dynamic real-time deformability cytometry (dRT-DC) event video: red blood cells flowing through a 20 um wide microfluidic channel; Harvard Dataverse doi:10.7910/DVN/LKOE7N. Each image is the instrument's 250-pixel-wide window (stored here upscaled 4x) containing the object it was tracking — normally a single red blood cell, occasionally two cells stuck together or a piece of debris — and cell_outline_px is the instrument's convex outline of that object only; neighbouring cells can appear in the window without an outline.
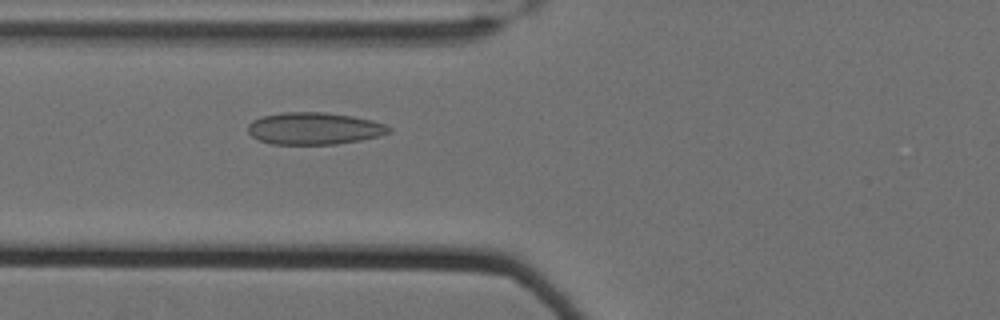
{"species": "Egyptian fruit bat (a non-hibernating species)", "species_latin": "Rousettus aegyptiacus", "temperature_condition": "cold", "stored_images_in_passage": 50, "camera_frame_rate_fps": 3000, "um_per_image_px": 0.085, "animal": {"sex": "female"}, "frame": {"image": 1, "passage_image": 15, "time_ms": 4.667, "image_size_px": [1000, 320], "cell_outline_px": [[392, 132], [380, 136], [360, 140], [336, 144], [272, 144], [260, 140], [252, 136], [248, 132], [248, 124], [252, 120], [264, 116], [284, 112], [324, 112], [352, 116], [372, 120], [384, 124], [392, 128]], "centroid_in_image_um": [26.73, 10.92], "position_along_channel_um": 99.1, "area_um2": 26.36}}
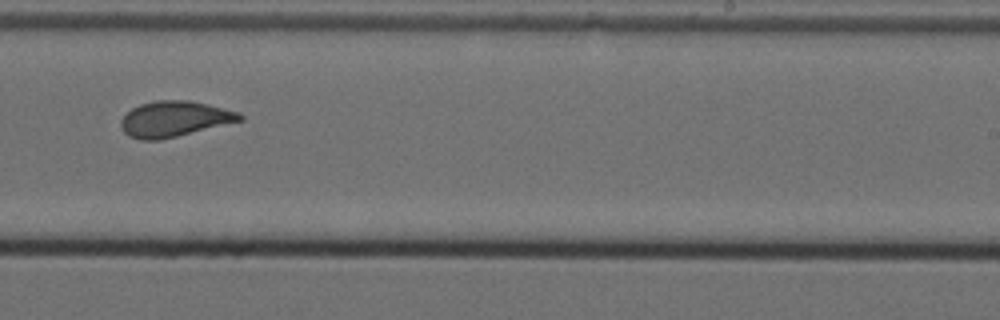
{"frame": {"image": 2, "passage_image": 30, "time_ms": 9.667, "image_size_px": [1000, 320], "cell_outline_px": [[244, 120], [160, 140], [140, 140], [128, 136], [124, 132], [120, 124], [120, 120], [132, 108], [140, 104], [156, 100], [188, 100], [208, 104], [240, 112], [244, 116]], "centroid_in_image_um": [14.83, 10.11], "position_along_channel_um": 274.2, "area_um2": 24.74}}
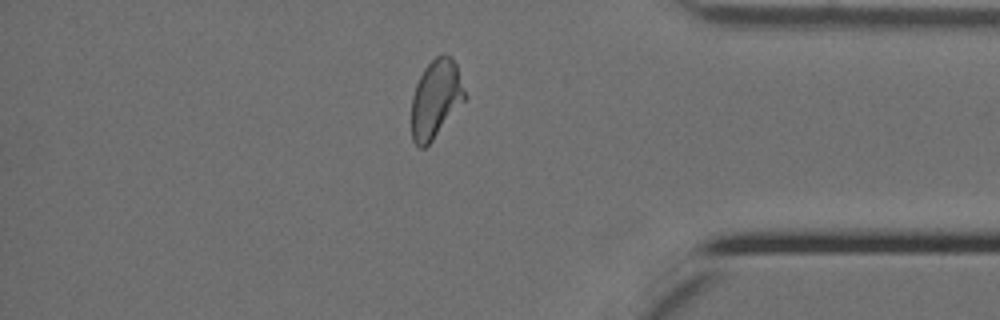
{"frame": {"image": 3, "passage_image": 42, "time_ms": 13.667, "image_size_px": [1000, 320], "cell_outline_px": [[464, 100], [432, 140], [424, 148], [420, 148], [412, 140], [412, 96], [416, 84], [424, 68], [436, 56], [452, 56], [456, 64], [464, 92]], "centroid_in_image_um": [37.0, 8.41], "position_along_channel_um": 398.2, "area_um2": 23.58}, "authors_computed_cell_mechanics": {"area_um2": 24.5939, "velocity_mm_per_s": 3.4928, "shape_relaxation_time_tau1_ms": null, "shape_relaxation_time_tau2_ms": 1.3704, "deformation_change_tau1": null, "deformation_change_tau2": 0.0897}}